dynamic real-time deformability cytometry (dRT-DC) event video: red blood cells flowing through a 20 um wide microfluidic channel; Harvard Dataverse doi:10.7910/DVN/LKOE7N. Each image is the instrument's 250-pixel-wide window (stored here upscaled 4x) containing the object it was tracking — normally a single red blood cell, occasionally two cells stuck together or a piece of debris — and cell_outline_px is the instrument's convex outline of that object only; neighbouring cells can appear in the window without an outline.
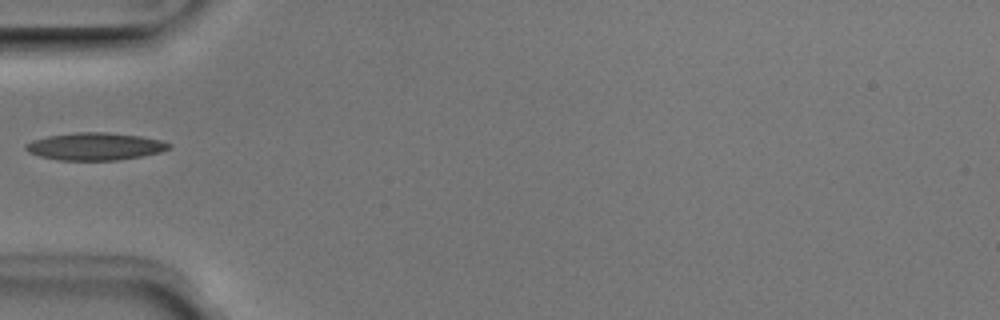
{"species": "Egyptian fruit bat (a non-hibernating species)", "species_latin": "Rousettus aegyptiacus", "temperature_condition": "room temperature", "stored_images_in_passage": 15, "camera_frame_rate_fps": 3000, "um_per_image_px": 0.085, "animal": {"sex": "male"}, "frame": {"image": 1, "passage_image": 1, "time_ms": 0.0, "image_size_px": [1000, 320], "cell_outline_px": [[172, 148], [160, 152], [140, 156], [116, 160], [60, 160], [40, 156], [28, 152], [24, 148], [24, 144], [32, 140], [48, 136], [76, 132], [108, 132], [140, 136], [160, 140], [172, 144]], "centroid_in_image_um": [8.07, 12.44], "position_along_channel_um": 76.9, "area_um2": 22.89}}
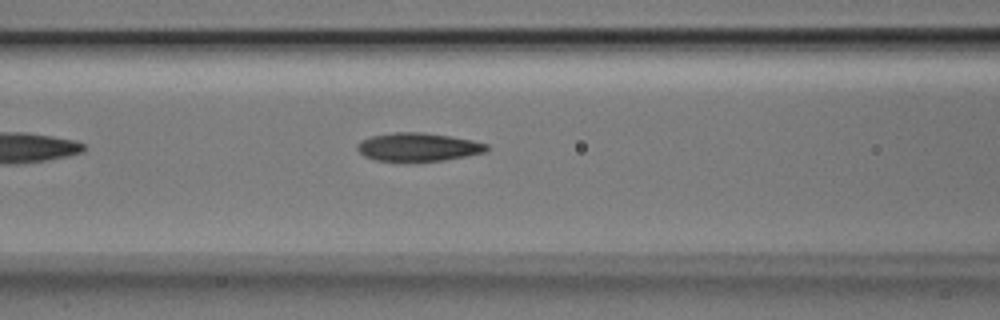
{"frame": {"image": 2, "passage_image": 5, "time_ms": 1.333, "image_size_px": [1000, 320], "cell_outline_px": [[488, 152], [444, 160], [376, 160], [364, 156], [356, 148], [356, 144], [360, 140], [372, 136], [392, 132], [424, 132], [452, 136], [472, 140], [488, 144]], "centroid_in_image_um": [35.56, 12.47], "position_along_channel_um": 131.0, "area_um2": 21.27}}
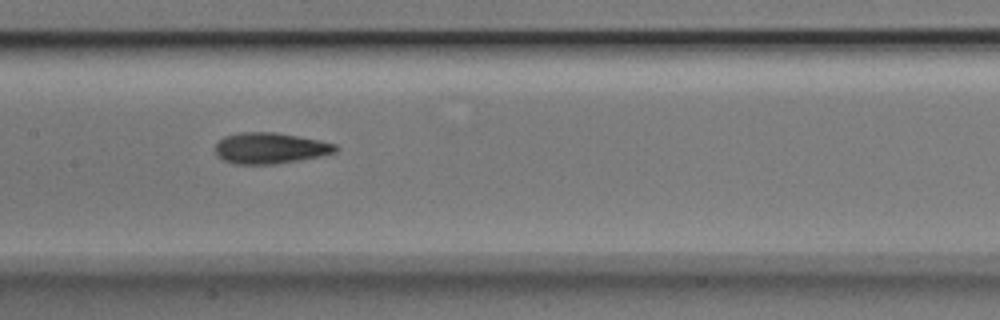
{"frame": {"image": 3, "passage_image": 9, "time_ms": 2.667, "image_size_px": [1000, 320], "cell_outline_px": [[340, 148], [336, 152], [320, 156], [276, 164], [232, 164], [216, 156], [216, 144], [224, 136], [240, 132], [276, 132], [320, 140], [336, 144]], "centroid_in_image_um": [22.97, 12.59], "position_along_channel_um": 184.4, "area_um2": 21.85}}